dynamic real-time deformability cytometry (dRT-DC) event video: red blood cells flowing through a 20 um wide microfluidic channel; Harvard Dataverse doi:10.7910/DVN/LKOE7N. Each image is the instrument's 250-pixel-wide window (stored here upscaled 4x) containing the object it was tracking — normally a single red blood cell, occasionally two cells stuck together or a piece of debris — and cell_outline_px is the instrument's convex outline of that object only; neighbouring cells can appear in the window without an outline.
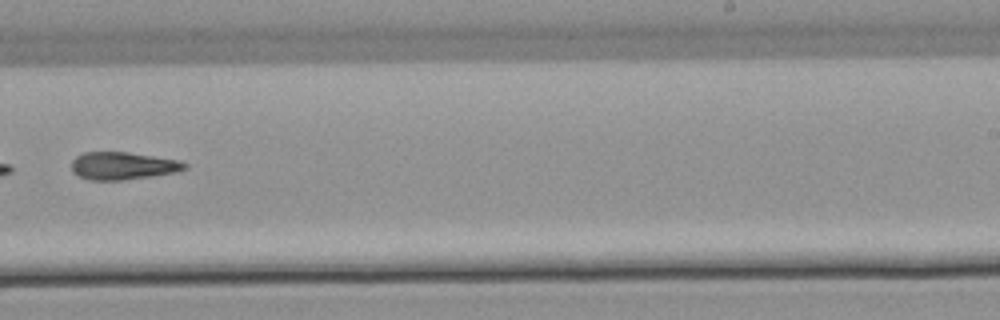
{"species": "common noctule bat (a hibernating species)", "species_latin": "Nyctalus noctula", "temperature_condition": "warm", "stored_images_in_passage": 16, "camera_frame_rate_fps": 3000, "um_per_image_px": 0.085, "animal": {"sex": "male", "body_mass_g": 21.5, "forearm_length_mm": 52.0}, "frame": {"image": 1, "passage_image": 10, "time_ms": 11.667, "image_size_px": [1000, 320], "cell_outline_px": [[188, 164], [184, 168], [172, 172], [152, 176], [120, 180], [88, 180], [72, 172], [72, 160], [76, 156], [84, 152], [128, 152], [180, 160]], "centroid_in_image_um": [10.39, 14.08], "position_along_channel_um": 278.6, "area_um2": 18.03}}